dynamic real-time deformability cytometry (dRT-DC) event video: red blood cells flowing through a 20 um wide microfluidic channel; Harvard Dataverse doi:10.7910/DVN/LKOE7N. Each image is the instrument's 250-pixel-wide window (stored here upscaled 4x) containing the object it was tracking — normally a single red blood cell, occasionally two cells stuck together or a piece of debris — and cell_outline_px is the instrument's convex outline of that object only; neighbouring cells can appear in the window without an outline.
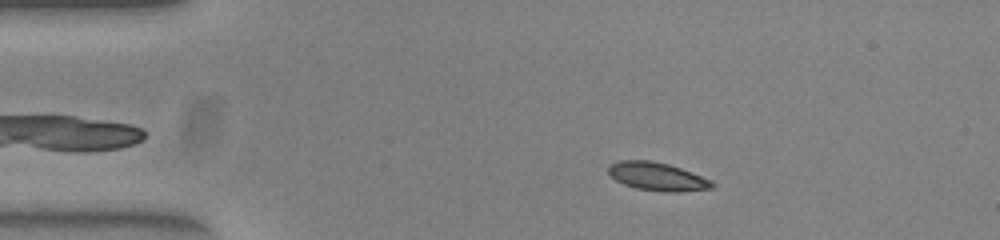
{"species": "common noctule bat (a hibernating species)", "species_latin": "Nyctalus noctula", "temperature_condition": "warm", "stored_images_in_passage": 52, "camera_frame_rate_fps": 3000, "um_per_image_px": 0.085, "animal": {"sex": "female", "body_mass_g": 23.0, "forearm_length_mm": 53.4}, "frame": {"image": 1, "passage_image": 9, "time_ms": 2.667, "image_size_px": [1000, 240], "cell_outline_px": [[716, 184], [712, 188], [636, 188], [624, 184], [616, 180], [608, 172], [608, 168], [612, 164], [620, 160], [648, 160], [668, 164], [680, 168], [712, 180]], "centroid_in_image_um": [55.78, 14.92], "position_along_channel_um": 29.2, "area_um2": 15.61}}
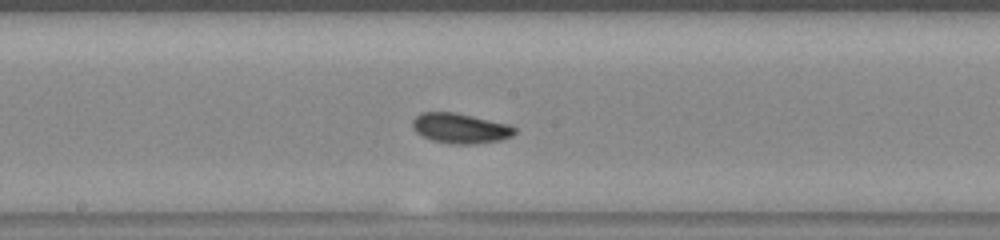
{"frame": {"image": 2, "passage_image": 27, "time_ms": 8.667, "image_size_px": [1000, 240], "cell_outline_px": [[516, 132], [512, 136], [500, 140], [472, 144], [456, 144], [432, 140], [416, 132], [412, 128], [412, 120], [420, 112], [452, 112], [472, 116], [508, 124], [516, 128]], "centroid_in_image_um": [39.11, 10.9], "position_along_channel_um": 209.1, "area_um2": 17.74}}
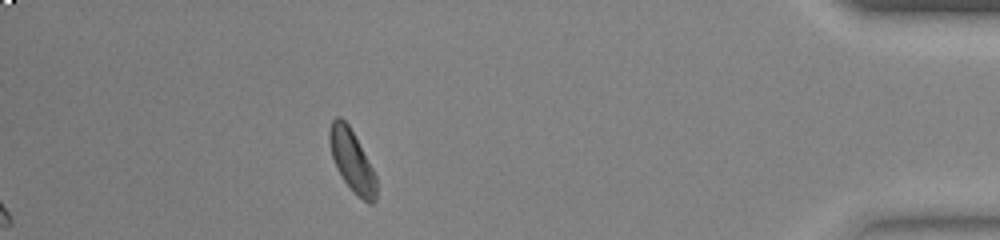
{"frame": {"image": 3, "passage_image": 46, "time_ms": 15.0, "image_size_px": [1000, 240], "cell_outline_px": [[376, 200], [372, 204], [368, 204], [352, 192], [336, 168], [332, 156], [328, 140], [328, 132], [332, 120], [336, 116], [340, 116], [348, 124], [372, 168], [376, 176]], "centroid_in_image_um": [29.9, 13.68], "position_along_channel_um": 405.3, "area_um2": 16.76}, "authors_computed_cell_mechanics": {"area_um2": 16.6175, "velocity_mm_per_s": 3.9215, "shape_relaxation_time_tau1_ms": 8.3124, "shape_relaxation_time_tau2_ms": null, "deformation_change_tau1": 0.2104, "deformation_change_tau2": null}}